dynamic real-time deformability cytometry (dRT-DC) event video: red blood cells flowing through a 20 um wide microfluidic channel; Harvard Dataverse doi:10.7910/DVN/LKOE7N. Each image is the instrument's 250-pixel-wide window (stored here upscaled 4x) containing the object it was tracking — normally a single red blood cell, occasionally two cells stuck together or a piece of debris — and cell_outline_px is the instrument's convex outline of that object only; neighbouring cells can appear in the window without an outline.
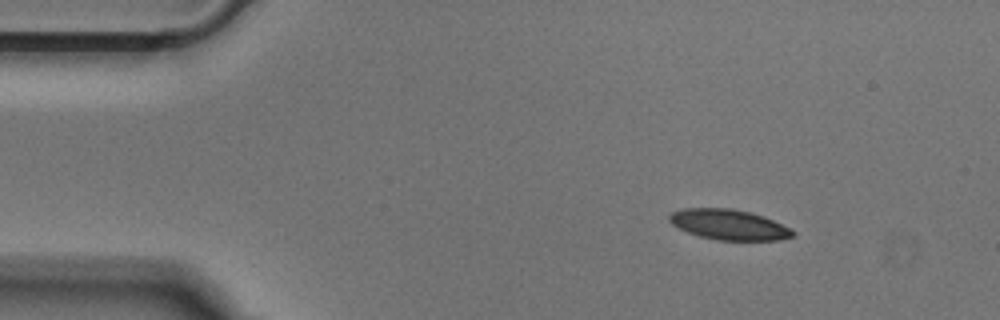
{"species": "Egyptian fruit bat (a non-hibernating species)", "species_latin": "Rousettus aegyptiacus", "temperature_condition": "cold", "stored_images_in_passage": 45, "camera_frame_rate_fps": 3000, "um_per_image_px": 0.085, "animal": {"sex": "male"}, "frame": {"image": 1, "passage_image": 1, "time_ms": 0.0, "image_size_px": [1000, 320], "cell_outline_px": [[796, 236], [776, 240], [720, 240], [700, 236], [688, 232], [672, 224], [668, 220], [668, 216], [672, 212], [684, 208], [732, 208], [764, 216], [796, 232]], "centroid_in_image_um": [61.94, 19.09], "position_along_channel_um": 23.1, "area_um2": 21.62}}
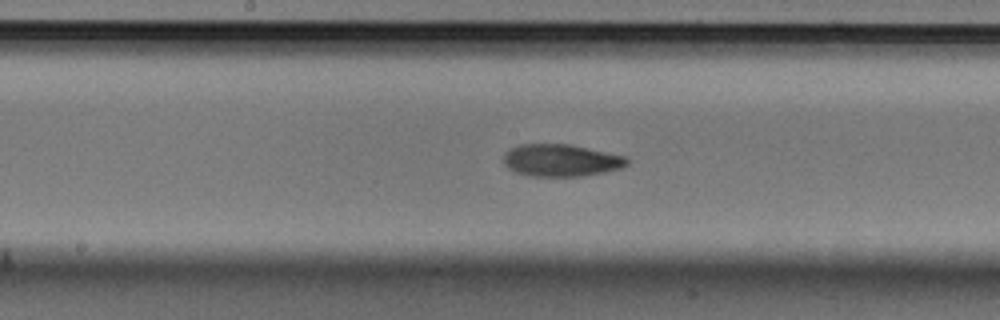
{"frame": {"image": 2, "passage_image": 20, "time_ms": 6.333, "image_size_px": [1000, 320], "cell_outline_px": [[628, 164], [620, 168], [604, 172], [584, 176], [532, 176], [516, 172], [508, 168], [504, 164], [504, 156], [508, 148], [520, 144], [568, 144], [628, 156]], "centroid_in_image_um": [47.69, 13.62], "position_along_channel_um": 200.5, "area_um2": 23.24}}
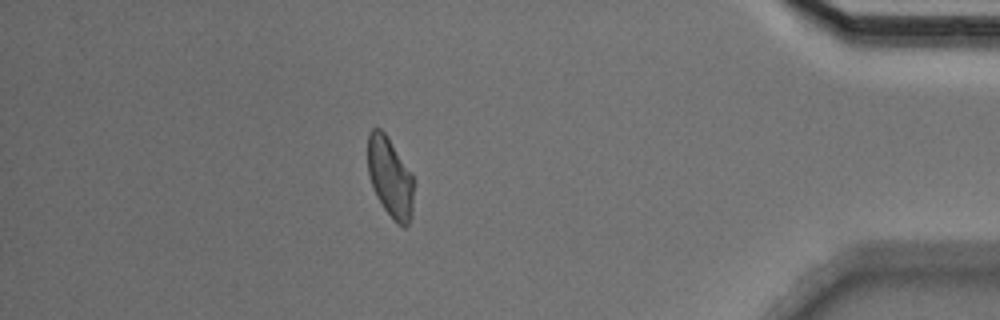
{"frame": {"image": 3, "passage_image": 39, "time_ms": 12.667, "image_size_px": [1000, 320], "cell_outline_px": [[412, 216], [408, 224], [404, 228], [396, 224], [384, 208], [376, 196], [368, 172], [368, 132], [372, 128], [380, 128], [384, 132], [412, 172]], "centroid_in_image_um": [33.15, 15.08], "position_along_channel_um": 402.0, "area_um2": 21.33}}